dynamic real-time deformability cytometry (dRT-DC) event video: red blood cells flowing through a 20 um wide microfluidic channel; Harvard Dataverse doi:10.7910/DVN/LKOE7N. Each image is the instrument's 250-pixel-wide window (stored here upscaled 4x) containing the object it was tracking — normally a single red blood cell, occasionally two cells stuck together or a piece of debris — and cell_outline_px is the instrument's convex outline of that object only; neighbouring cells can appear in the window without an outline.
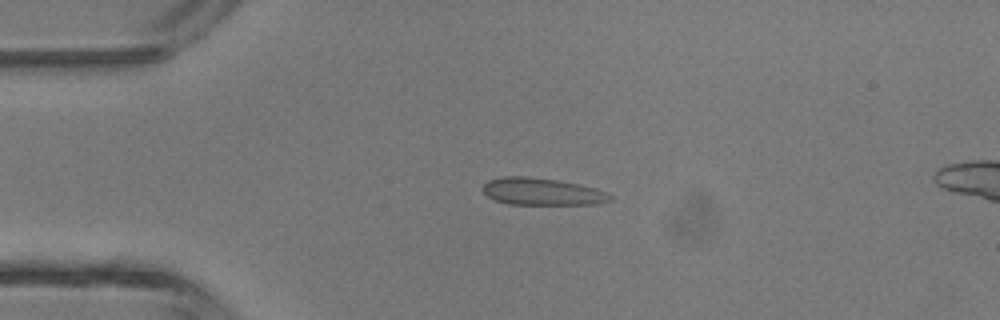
{"species": "common noctule bat (a hibernating species)", "species_latin": "Nyctalus noctula", "temperature_condition": "room temperature", "stored_images_in_passage": 4, "camera_frame_rate_fps": 3000, "um_per_image_px": 0.085, "animal": {"sex": "male", "body_mass_g": 13.3}, "frame": {"image": 1, "passage_image": 3, "time_ms": 2.333, "image_size_px": [1000, 320], "cell_outline_px": [[612, 200], [596, 204], [508, 204], [496, 200], [488, 196], [480, 188], [488, 180], [504, 176], [528, 176], [556, 180], [580, 184], [596, 188], [612, 196]], "centroid_in_image_um": [46.05, 16.28], "position_along_channel_um": 38.9, "area_um2": 20.11}}